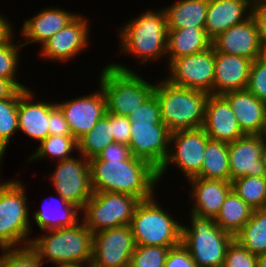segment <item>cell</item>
<instances>
[{"label":"cell","mask_w":266,"mask_h":267,"mask_svg":"<svg viewBox=\"0 0 266 267\" xmlns=\"http://www.w3.org/2000/svg\"><path fill=\"white\" fill-rule=\"evenodd\" d=\"M93 192L124 193L141 200L152 198L159 184L158 170L131 155L128 159L89 160Z\"/></svg>","instance_id":"obj_1"},{"label":"cell","mask_w":266,"mask_h":267,"mask_svg":"<svg viewBox=\"0 0 266 267\" xmlns=\"http://www.w3.org/2000/svg\"><path fill=\"white\" fill-rule=\"evenodd\" d=\"M160 9L143 11L118 28L120 53L132 55L141 66L167 57V16L164 8Z\"/></svg>","instance_id":"obj_2"},{"label":"cell","mask_w":266,"mask_h":267,"mask_svg":"<svg viewBox=\"0 0 266 267\" xmlns=\"http://www.w3.org/2000/svg\"><path fill=\"white\" fill-rule=\"evenodd\" d=\"M105 65L97 85L104 93L106 112L128 117L154 94L155 84L145 80L137 70L116 62Z\"/></svg>","instance_id":"obj_3"},{"label":"cell","mask_w":266,"mask_h":267,"mask_svg":"<svg viewBox=\"0 0 266 267\" xmlns=\"http://www.w3.org/2000/svg\"><path fill=\"white\" fill-rule=\"evenodd\" d=\"M162 78L155 83L154 90L162 122L171 132L202 128L209 94L173 85L164 76Z\"/></svg>","instance_id":"obj_4"},{"label":"cell","mask_w":266,"mask_h":267,"mask_svg":"<svg viewBox=\"0 0 266 267\" xmlns=\"http://www.w3.org/2000/svg\"><path fill=\"white\" fill-rule=\"evenodd\" d=\"M32 237L30 246L37 252L43 264L55 265L91 263L93 233L82 219L71 227L44 231Z\"/></svg>","instance_id":"obj_5"},{"label":"cell","mask_w":266,"mask_h":267,"mask_svg":"<svg viewBox=\"0 0 266 267\" xmlns=\"http://www.w3.org/2000/svg\"><path fill=\"white\" fill-rule=\"evenodd\" d=\"M24 187L20 179L0 180V250L31 243L32 221Z\"/></svg>","instance_id":"obj_6"},{"label":"cell","mask_w":266,"mask_h":267,"mask_svg":"<svg viewBox=\"0 0 266 267\" xmlns=\"http://www.w3.org/2000/svg\"><path fill=\"white\" fill-rule=\"evenodd\" d=\"M163 205L154 195L136 206L130 223L136 245L174 247L181 243L182 222Z\"/></svg>","instance_id":"obj_7"},{"label":"cell","mask_w":266,"mask_h":267,"mask_svg":"<svg viewBox=\"0 0 266 267\" xmlns=\"http://www.w3.org/2000/svg\"><path fill=\"white\" fill-rule=\"evenodd\" d=\"M189 225L182 224L181 243L198 267H223L228 246L235 239L213 218L189 213Z\"/></svg>","instance_id":"obj_8"},{"label":"cell","mask_w":266,"mask_h":267,"mask_svg":"<svg viewBox=\"0 0 266 267\" xmlns=\"http://www.w3.org/2000/svg\"><path fill=\"white\" fill-rule=\"evenodd\" d=\"M140 200L129 194L93 192L81 210V219L93 233L105 229L130 225Z\"/></svg>","instance_id":"obj_9"},{"label":"cell","mask_w":266,"mask_h":267,"mask_svg":"<svg viewBox=\"0 0 266 267\" xmlns=\"http://www.w3.org/2000/svg\"><path fill=\"white\" fill-rule=\"evenodd\" d=\"M209 140L202 128L171 132L168 156L158 170L159 184L162 177H166L171 165L179 169L182 173L180 175H184L183 178L188 180L195 177L202 168L204 152Z\"/></svg>","instance_id":"obj_10"},{"label":"cell","mask_w":266,"mask_h":267,"mask_svg":"<svg viewBox=\"0 0 266 267\" xmlns=\"http://www.w3.org/2000/svg\"><path fill=\"white\" fill-rule=\"evenodd\" d=\"M73 155L72 158L59 161L49 177L54 193L65 201L77 206L80 210L92 197L89 160L83 155ZM76 156V157H75Z\"/></svg>","instance_id":"obj_11"},{"label":"cell","mask_w":266,"mask_h":267,"mask_svg":"<svg viewBox=\"0 0 266 267\" xmlns=\"http://www.w3.org/2000/svg\"><path fill=\"white\" fill-rule=\"evenodd\" d=\"M168 82L189 89H197L213 94L215 79V50L209 49L173 59L168 65ZM169 70V71H168Z\"/></svg>","instance_id":"obj_12"},{"label":"cell","mask_w":266,"mask_h":267,"mask_svg":"<svg viewBox=\"0 0 266 267\" xmlns=\"http://www.w3.org/2000/svg\"><path fill=\"white\" fill-rule=\"evenodd\" d=\"M130 225L93 234L92 267H129L135 249Z\"/></svg>","instance_id":"obj_13"},{"label":"cell","mask_w":266,"mask_h":267,"mask_svg":"<svg viewBox=\"0 0 266 267\" xmlns=\"http://www.w3.org/2000/svg\"><path fill=\"white\" fill-rule=\"evenodd\" d=\"M86 17L78 14L39 48V56L47 59L46 61L59 62V64L62 62L64 64L79 56L91 43L89 37L91 23Z\"/></svg>","instance_id":"obj_14"},{"label":"cell","mask_w":266,"mask_h":267,"mask_svg":"<svg viewBox=\"0 0 266 267\" xmlns=\"http://www.w3.org/2000/svg\"><path fill=\"white\" fill-rule=\"evenodd\" d=\"M128 146L134 157L159 170L169 153L171 131L165 124L131 122Z\"/></svg>","instance_id":"obj_15"},{"label":"cell","mask_w":266,"mask_h":267,"mask_svg":"<svg viewBox=\"0 0 266 267\" xmlns=\"http://www.w3.org/2000/svg\"><path fill=\"white\" fill-rule=\"evenodd\" d=\"M96 92L56 101L68 123L71 135L78 141L91 131L98 120L106 114V99L100 86Z\"/></svg>","instance_id":"obj_16"},{"label":"cell","mask_w":266,"mask_h":267,"mask_svg":"<svg viewBox=\"0 0 266 267\" xmlns=\"http://www.w3.org/2000/svg\"><path fill=\"white\" fill-rule=\"evenodd\" d=\"M265 135H245L228 143L230 181L243 176H266Z\"/></svg>","instance_id":"obj_17"},{"label":"cell","mask_w":266,"mask_h":267,"mask_svg":"<svg viewBox=\"0 0 266 267\" xmlns=\"http://www.w3.org/2000/svg\"><path fill=\"white\" fill-rule=\"evenodd\" d=\"M202 129L210 140L226 143L245 136L230 104L222 95L209 94Z\"/></svg>","instance_id":"obj_18"},{"label":"cell","mask_w":266,"mask_h":267,"mask_svg":"<svg viewBox=\"0 0 266 267\" xmlns=\"http://www.w3.org/2000/svg\"><path fill=\"white\" fill-rule=\"evenodd\" d=\"M30 87L19 94L18 120L19 131L40 143L49 135V112L56 105V101H40ZM36 99V101L34 100Z\"/></svg>","instance_id":"obj_19"},{"label":"cell","mask_w":266,"mask_h":267,"mask_svg":"<svg viewBox=\"0 0 266 267\" xmlns=\"http://www.w3.org/2000/svg\"><path fill=\"white\" fill-rule=\"evenodd\" d=\"M77 15L59 7V5L56 8L46 6L22 22V28L20 27V32L18 33L25 42L22 39H20V42L23 46H27L29 43H35V45L38 43L39 46H42Z\"/></svg>","instance_id":"obj_20"},{"label":"cell","mask_w":266,"mask_h":267,"mask_svg":"<svg viewBox=\"0 0 266 267\" xmlns=\"http://www.w3.org/2000/svg\"><path fill=\"white\" fill-rule=\"evenodd\" d=\"M215 51L246 57L252 61L259 58L261 43L254 18L234 25L212 40Z\"/></svg>","instance_id":"obj_21"},{"label":"cell","mask_w":266,"mask_h":267,"mask_svg":"<svg viewBox=\"0 0 266 267\" xmlns=\"http://www.w3.org/2000/svg\"><path fill=\"white\" fill-rule=\"evenodd\" d=\"M245 135H266V102L247 89L230 91L222 95Z\"/></svg>","instance_id":"obj_22"},{"label":"cell","mask_w":266,"mask_h":267,"mask_svg":"<svg viewBox=\"0 0 266 267\" xmlns=\"http://www.w3.org/2000/svg\"><path fill=\"white\" fill-rule=\"evenodd\" d=\"M188 195L192 200L190 213L200 217L215 219L228 193L232 190L231 181L192 177L188 180ZM190 182V183H189Z\"/></svg>","instance_id":"obj_23"},{"label":"cell","mask_w":266,"mask_h":267,"mask_svg":"<svg viewBox=\"0 0 266 267\" xmlns=\"http://www.w3.org/2000/svg\"><path fill=\"white\" fill-rule=\"evenodd\" d=\"M253 0H209L205 31L213 40L252 16Z\"/></svg>","instance_id":"obj_24"},{"label":"cell","mask_w":266,"mask_h":267,"mask_svg":"<svg viewBox=\"0 0 266 267\" xmlns=\"http://www.w3.org/2000/svg\"><path fill=\"white\" fill-rule=\"evenodd\" d=\"M252 60L215 51L213 95L246 89Z\"/></svg>","instance_id":"obj_25"},{"label":"cell","mask_w":266,"mask_h":267,"mask_svg":"<svg viewBox=\"0 0 266 267\" xmlns=\"http://www.w3.org/2000/svg\"><path fill=\"white\" fill-rule=\"evenodd\" d=\"M50 197L48 198L50 202L45 199L42 208L32 214L41 232L71 227L81 220V210L77 206L68 203L57 193Z\"/></svg>","instance_id":"obj_26"},{"label":"cell","mask_w":266,"mask_h":267,"mask_svg":"<svg viewBox=\"0 0 266 267\" xmlns=\"http://www.w3.org/2000/svg\"><path fill=\"white\" fill-rule=\"evenodd\" d=\"M211 46L212 40L204 28L191 26L183 29H168L165 64L168 65L173 59L205 51Z\"/></svg>","instance_id":"obj_27"},{"label":"cell","mask_w":266,"mask_h":267,"mask_svg":"<svg viewBox=\"0 0 266 267\" xmlns=\"http://www.w3.org/2000/svg\"><path fill=\"white\" fill-rule=\"evenodd\" d=\"M209 0H177L164 6L168 29L204 28Z\"/></svg>","instance_id":"obj_28"},{"label":"cell","mask_w":266,"mask_h":267,"mask_svg":"<svg viewBox=\"0 0 266 267\" xmlns=\"http://www.w3.org/2000/svg\"><path fill=\"white\" fill-rule=\"evenodd\" d=\"M253 211L254 209L231 190L214 220L223 231L235 237L251 218Z\"/></svg>","instance_id":"obj_29"},{"label":"cell","mask_w":266,"mask_h":267,"mask_svg":"<svg viewBox=\"0 0 266 267\" xmlns=\"http://www.w3.org/2000/svg\"><path fill=\"white\" fill-rule=\"evenodd\" d=\"M195 177L230 181L228 143L214 140L207 142L202 168Z\"/></svg>","instance_id":"obj_30"},{"label":"cell","mask_w":266,"mask_h":267,"mask_svg":"<svg viewBox=\"0 0 266 267\" xmlns=\"http://www.w3.org/2000/svg\"><path fill=\"white\" fill-rule=\"evenodd\" d=\"M235 240L252 254L258 256L266 253V208L253 211Z\"/></svg>","instance_id":"obj_31"},{"label":"cell","mask_w":266,"mask_h":267,"mask_svg":"<svg viewBox=\"0 0 266 267\" xmlns=\"http://www.w3.org/2000/svg\"><path fill=\"white\" fill-rule=\"evenodd\" d=\"M113 142L111 113L106 112V114L98 120L94 128L77 141V154H81L86 159L90 160L98 156L106 146Z\"/></svg>","instance_id":"obj_32"},{"label":"cell","mask_w":266,"mask_h":267,"mask_svg":"<svg viewBox=\"0 0 266 267\" xmlns=\"http://www.w3.org/2000/svg\"><path fill=\"white\" fill-rule=\"evenodd\" d=\"M73 151L76 154L78 152V143L73 136L48 135L39 143L36 151L29 155L27 162H39L47 157L55 162L64 161L73 157Z\"/></svg>","instance_id":"obj_33"},{"label":"cell","mask_w":266,"mask_h":267,"mask_svg":"<svg viewBox=\"0 0 266 267\" xmlns=\"http://www.w3.org/2000/svg\"><path fill=\"white\" fill-rule=\"evenodd\" d=\"M231 184L232 190L252 209L266 208V176H243Z\"/></svg>","instance_id":"obj_34"},{"label":"cell","mask_w":266,"mask_h":267,"mask_svg":"<svg viewBox=\"0 0 266 267\" xmlns=\"http://www.w3.org/2000/svg\"><path fill=\"white\" fill-rule=\"evenodd\" d=\"M14 37L13 34L6 42L0 44V78L12 80L20 89H27L29 87L23 85V82L19 81L17 77L20 55L22 56L21 48L24 46L20 40H17V43L14 42V39H16Z\"/></svg>","instance_id":"obj_35"},{"label":"cell","mask_w":266,"mask_h":267,"mask_svg":"<svg viewBox=\"0 0 266 267\" xmlns=\"http://www.w3.org/2000/svg\"><path fill=\"white\" fill-rule=\"evenodd\" d=\"M19 97L0 100V142L8 148L12 135L19 132L18 120Z\"/></svg>","instance_id":"obj_36"},{"label":"cell","mask_w":266,"mask_h":267,"mask_svg":"<svg viewBox=\"0 0 266 267\" xmlns=\"http://www.w3.org/2000/svg\"><path fill=\"white\" fill-rule=\"evenodd\" d=\"M0 267H42L37 252L30 246L1 249Z\"/></svg>","instance_id":"obj_37"},{"label":"cell","mask_w":266,"mask_h":267,"mask_svg":"<svg viewBox=\"0 0 266 267\" xmlns=\"http://www.w3.org/2000/svg\"><path fill=\"white\" fill-rule=\"evenodd\" d=\"M170 248L136 245L129 267H164Z\"/></svg>","instance_id":"obj_38"},{"label":"cell","mask_w":266,"mask_h":267,"mask_svg":"<svg viewBox=\"0 0 266 267\" xmlns=\"http://www.w3.org/2000/svg\"><path fill=\"white\" fill-rule=\"evenodd\" d=\"M223 267H257V255L234 239L227 248Z\"/></svg>","instance_id":"obj_39"},{"label":"cell","mask_w":266,"mask_h":267,"mask_svg":"<svg viewBox=\"0 0 266 267\" xmlns=\"http://www.w3.org/2000/svg\"><path fill=\"white\" fill-rule=\"evenodd\" d=\"M128 119L137 124H164L161 118L160 105L155 94H153L143 105L134 110V112H131Z\"/></svg>","instance_id":"obj_40"},{"label":"cell","mask_w":266,"mask_h":267,"mask_svg":"<svg viewBox=\"0 0 266 267\" xmlns=\"http://www.w3.org/2000/svg\"><path fill=\"white\" fill-rule=\"evenodd\" d=\"M246 89L266 102V65L259 59L252 62Z\"/></svg>","instance_id":"obj_41"},{"label":"cell","mask_w":266,"mask_h":267,"mask_svg":"<svg viewBox=\"0 0 266 267\" xmlns=\"http://www.w3.org/2000/svg\"><path fill=\"white\" fill-rule=\"evenodd\" d=\"M164 267H198L188 249L180 243L171 247L166 256Z\"/></svg>","instance_id":"obj_42"},{"label":"cell","mask_w":266,"mask_h":267,"mask_svg":"<svg viewBox=\"0 0 266 267\" xmlns=\"http://www.w3.org/2000/svg\"><path fill=\"white\" fill-rule=\"evenodd\" d=\"M131 121L127 116L111 113V130L114 142L128 145L130 141Z\"/></svg>","instance_id":"obj_43"},{"label":"cell","mask_w":266,"mask_h":267,"mask_svg":"<svg viewBox=\"0 0 266 267\" xmlns=\"http://www.w3.org/2000/svg\"><path fill=\"white\" fill-rule=\"evenodd\" d=\"M49 135H62V136H72L68 123L60 110V108L55 105L49 112Z\"/></svg>","instance_id":"obj_44"},{"label":"cell","mask_w":266,"mask_h":267,"mask_svg":"<svg viewBox=\"0 0 266 267\" xmlns=\"http://www.w3.org/2000/svg\"><path fill=\"white\" fill-rule=\"evenodd\" d=\"M252 17L257 25L261 46H266V0H253Z\"/></svg>","instance_id":"obj_45"},{"label":"cell","mask_w":266,"mask_h":267,"mask_svg":"<svg viewBox=\"0 0 266 267\" xmlns=\"http://www.w3.org/2000/svg\"><path fill=\"white\" fill-rule=\"evenodd\" d=\"M128 145L113 142L106 146L99 154V159H128L131 156Z\"/></svg>","instance_id":"obj_46"},{"label":"cell","mask_w":266,"mask_h":267,"mask_svg":"<svg viewBox=\"0 0 266 267\" xmlns=\"http://www.w3.org/2000/svg\"><path fill=\"white\" fill-rule=\"evenodd\" d=\"M22 90L12 80L0 78V100L19 97Z\"/></svg>","instance_id":"obj_47"},{"label":"cell","mask_w":266,"mask_h":267,"mask_svg":"<svg viewBox=\"0 0 266 267\" xmlns=\"http://www.w3.org/2000/svg\"><path fill=\"white\" fill-rule=\"evenodd\" d=\"M13 26L5 14H0V44L6 42L16 32Z\"/></svg>","instance_id":"obj_48"},{"label":"cell","mask_w":266,"mask_h":267,"mask_svg":"<svg viewBox=\"0 0 266 267\" xmlns=\"http://www.w3.org/2000/svg\"><path fill=\"white\" fill-rule=\"evenodd\" d=\"M56 267H92L91 263L60 264Z\"/></svg>","instance_id":"obj_49"},{"label":"cell","mask_w":266,"mask_h":267,"mask_svg":"<svg viewBox=\"0 0 266 267\" xmlns=\"http://www.w3.org/2000/svg\"><path fill=\"white\" fill-rule=\"evenodd\" d=\"M257 267H266V253L257 256Z\"/></svg>","instance_id":"obj_50"},{"label":"cell","mask_w":266,"mask_h":267,"mask_svg":"<svg viewBox=\"0 0 266 267\" xmlns=\"http://www.w3.org/2000/svg\"><path fill=\"white\" fill-rule=\"evenodd\" d=\"M258 59L266 65V46H261V51Z\"/></svg>","instance_id":"obj_51"},{"label":"cell","mask_w":266,"mask_h":267,"mask_svg":"<svg viewBox=\"0 0 266 267\" xmlns=\"http://www.w3.org/2000/svg\"><path fill=\"white\" fill-rule=\"evenodd\" d=\"M6 150H7L6 146L2 142H0V166H1V163H2L1 161L3 160V158L5 156Z\"/></svg>","instance_id":"obj_52"},{"label":"cell","mask_w":266,"mask_h":267,"mask_svg":"<svg viewBox=\"0 0 266 267\" xmlns=\"http://www.w3.org/2000/svg\"><path fill=\"white\" fill-rule=\"evenodd\" d=\"M263 156H264L265 163H266V135H265V145H264V150H263Z\"/></svg>","instance_id":"obj_53"}]
</instances>
